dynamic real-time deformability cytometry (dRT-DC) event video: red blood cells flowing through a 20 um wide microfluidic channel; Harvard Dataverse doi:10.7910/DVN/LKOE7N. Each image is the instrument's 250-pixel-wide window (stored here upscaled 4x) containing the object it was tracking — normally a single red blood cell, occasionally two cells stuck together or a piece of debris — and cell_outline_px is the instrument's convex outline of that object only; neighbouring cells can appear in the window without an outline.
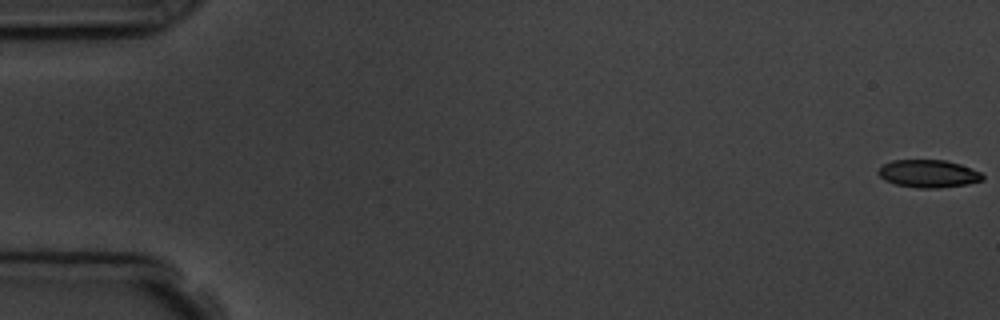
{"species": "common noctule bat (a hibernating species)", "species_latin": "Nyctalus noctula", "temperature_condition": "room temperature", "stored_images_in_passage": 5, "camera_frame_rate_fps": 3000, "um_per_image_px": 0.085, "animal": {"sex": "male", "body_mass_g": 19.5, "forearm_length_mm": 54.6}, "frame": {"image": 1, "passage_image": 1, "time_ms": 0.0, "image_size_px": [1000, 320], "cell_outline_px": [[984, 180], [968, 184], [936, 188], [916, 188], [896, 184], [884, 180], [876, 172], [884, 164], [892, 160], [944, 160], [960, 164], [972, 168], [980, 172], [984, 176]], "centroid_in_image_um": [78.92, 14.76], "position_along_channel_um": 6.1, "area_um2": 16.88}}
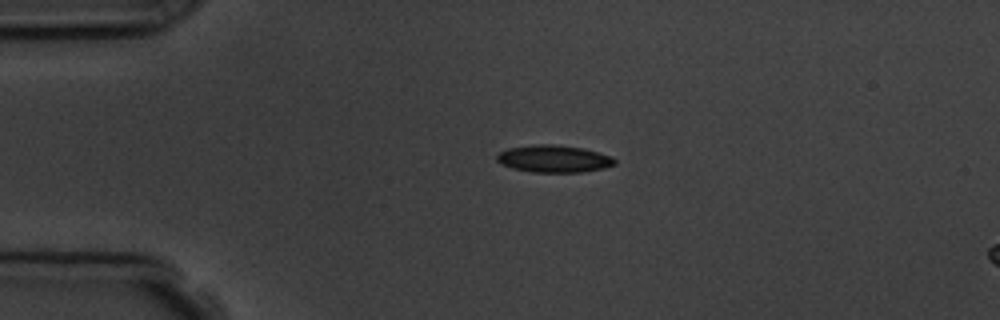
{"frame": {"image": 2, "passage_image": 4, "time_ms": 4.0, "image_size_px": [1000, 320], "cell_outline_px": [[616, 164], [604, 168], [580, 172], [532, 172], [512, 168], [500, 164], [496, 160], [496, 156], [500, 152], [508, 148], [536, 144], [556, 144], [584, 148], [612, 156], [616, 160]], "centroid_in_image_um": [47.08, 13.49], "position_along_channel_um": 37.9, "area_um2": 18.84}}